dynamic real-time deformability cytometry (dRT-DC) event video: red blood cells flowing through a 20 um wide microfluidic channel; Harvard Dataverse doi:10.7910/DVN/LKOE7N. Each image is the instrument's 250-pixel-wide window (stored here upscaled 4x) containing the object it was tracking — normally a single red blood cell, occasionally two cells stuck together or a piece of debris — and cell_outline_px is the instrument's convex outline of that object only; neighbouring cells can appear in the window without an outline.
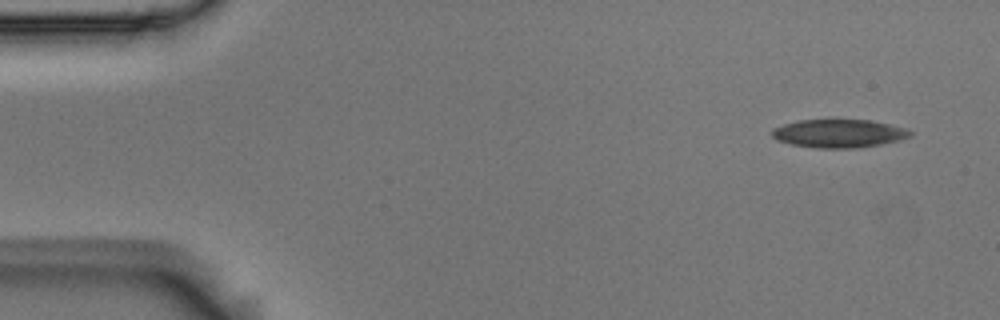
{"species": "Egyptian fruit bat (a non-hibernating species)", "species_latin": "Rousettus aegyptiacus", "temperature_condition": "room temperature", "stored_images_in_passage": 5, "camera_frame_rate_fps": 3000, "um_per_image_px": 0.085, "animal": {"sex": "male"}, "frame": {"image": 1, "passage_image": 1, "time_ms": 0.0, "image_size_px": [1000, 320], "cell_outline_px": [[912, 136], [880, 144], [852, 148], [816, 148], [792, 144], [776, 140], [772, 136], [772, 128], [796, 120], [832, 116], [836, 116], [872, 120], [908, 128], [912, 132]], "centroid_in_image_um": [71.27, 11.27], "position_along_channel_um": 13.7, "area_um2": 23.87}}
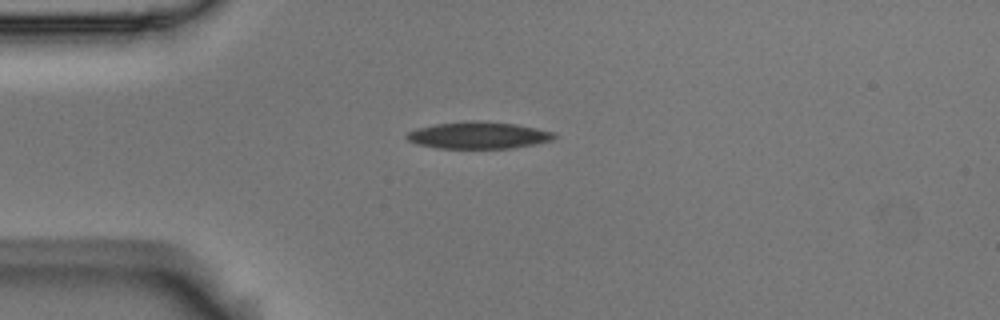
{"frame": {"image": 2, "passage_image": 3, "time_ms": 0.667, "image_size_px": [1000, 320], "cell_outline_px": [[556, 136], [552, 140], [536, 144], [512, 148], [436, 148], [416, 144], [408, 140], [404, 136], [408, 132], [416, 128], [436, 124], [464, 120], [480, 120], [516, 124], [556, 132]], "centroid_in_image_um": [40.66, 11.49], "position_along_channel_um": 44.3, "area_um2": 23.41}}
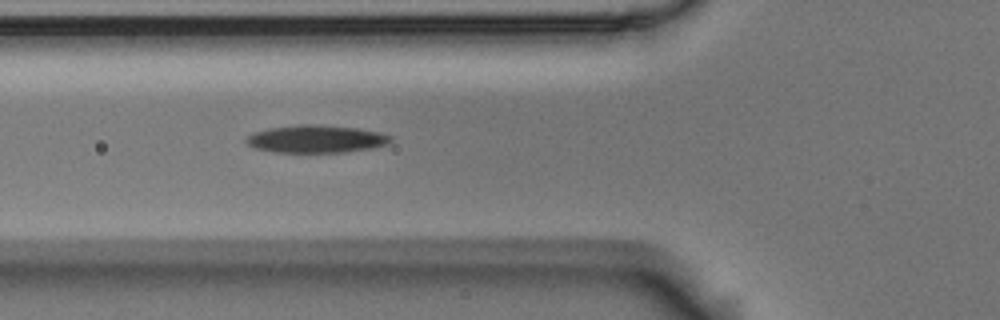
{"frame": {"image": 3, "passage_image": 5, "time_ms": 1.333, "image_size_px": [1000, 320], "cell_outline_px": [[392, 140], [388, 144], [372, 148], [344, 152], [276, 152], [256, 148], [248, 144], [244, 140], [248, 136], [256, 132], [268, 128], [300, 124], [320, 124], [360, 128], [380, 132], [392, 136]], "centroid_in_image_um": [26.92, 11.8], "position_along_channel_um": 98.9, "area_um2": 23.35}}